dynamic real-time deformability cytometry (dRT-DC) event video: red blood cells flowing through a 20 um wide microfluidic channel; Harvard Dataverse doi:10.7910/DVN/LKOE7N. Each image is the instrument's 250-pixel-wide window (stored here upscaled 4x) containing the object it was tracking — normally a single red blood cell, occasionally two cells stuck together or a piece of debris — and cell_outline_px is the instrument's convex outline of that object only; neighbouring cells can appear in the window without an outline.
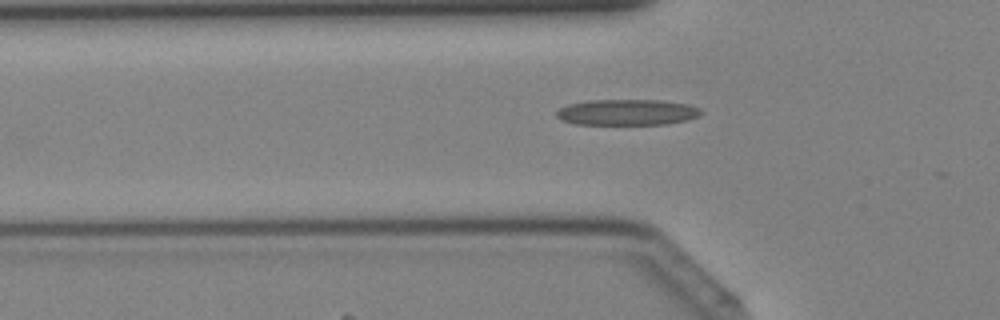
{"species": "Egyptian fruit bat (a non-hibernating species)", "species_latin": "Rousettus aegyptiacus", "temperature_condition": "cold", "stored_images_in_passage": 34, "camera_frame_rate_fps": 3000, "um_per_image_px": 0.085, "animal": {"sex": "female"}, "frame": {"image": 1, "passage_image": 11, "time_ms": 3.333, "image_size_px": [1000, 320], "cell_outline_px": [[704, 112], [700, 116], [688, 120], [668, 124], [576, 124], [560, 120], [556, 116], [556, 112], [560, 108], [568, 104], [588, 100], [660, 100], [688, 104], [700, 108]], "centroid_in_image_um": [53.33, 9.54], "position_along_channel_um": 72.5, "area_um2": 22.02}}
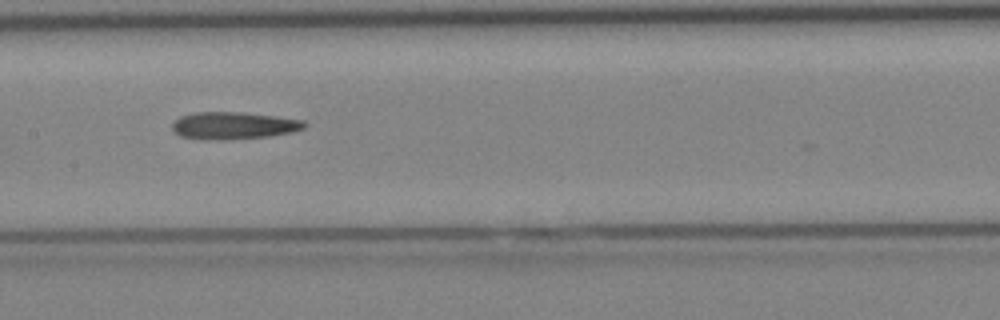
{"frame": {"image": 2, "passage_image": 18, "time_ms": 5.667, "image_size_px": [1000, 320], "cell_outline_px": [[308, 124], [304, 128], [292, 132], [268, 136], [228, 140], [204, 140], [180, 136], [172, 132], [172, 124], [180, 116], [196, 112], [240, 112], [304, 120]], "centroid_in_image_um": [19.82, 10.68], "position_along_channel_um": 187.6, "area_um2": 21.1}}
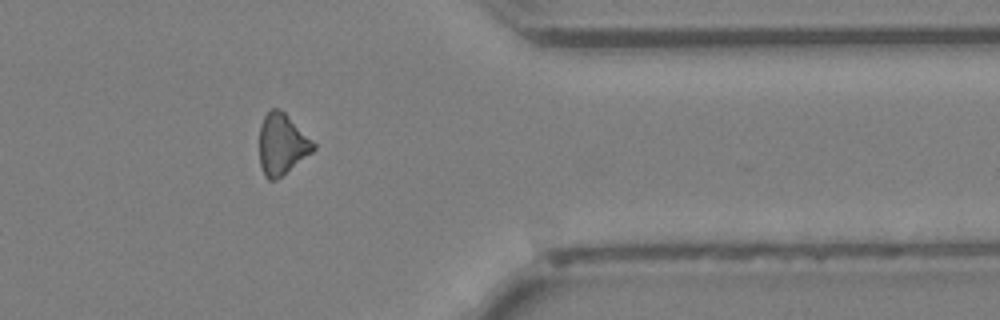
{"frame": {"image": 3, "passage_image": 31, "time_ms": 10.0, "image_size_px": [1000, 320], "cell_outline_px": [[316, 148], [312, 152], [276, 180], [268, 180], [264, 176], [260, 164], [260, 124], [264, 116], [272, 108], [280, 108], [316, 144]], "centroid_in_image_um": [23.95, 12.26], "position_along_channel_um": 387.4, "area_um2": 19.02}}